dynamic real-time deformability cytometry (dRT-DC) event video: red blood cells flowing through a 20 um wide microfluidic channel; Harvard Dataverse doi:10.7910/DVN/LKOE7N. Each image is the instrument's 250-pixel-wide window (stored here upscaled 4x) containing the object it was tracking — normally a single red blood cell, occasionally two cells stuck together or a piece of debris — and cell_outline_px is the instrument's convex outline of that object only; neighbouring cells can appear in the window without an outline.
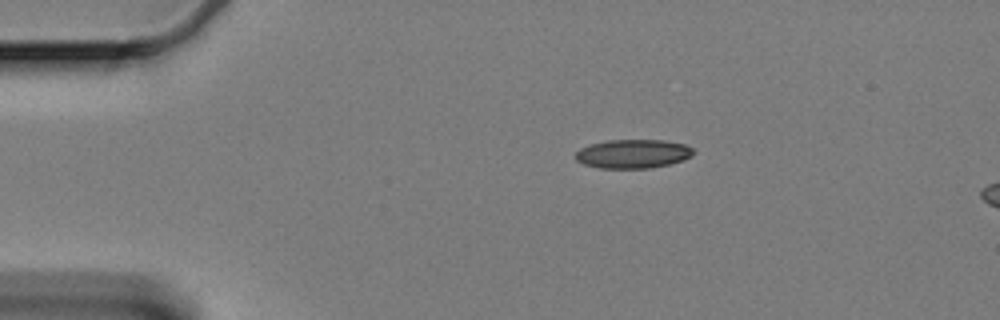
{"species": "Egyptian fruit bat (a non-hibernating species)", "species_latin": "Rousettus aegyptiacus", "temperature_condition": "cold", "stored_images_in_passage": 16, "camera_frame_rate_fps": 3000, "um_per_image_px": 0.085, "animal": {"sex": "female"}, "frame": {"image": 1, "passage_image": 10, "time_ms": 3.0, "image_size_px": [1000, 320], "cell_outline_px": [[696, 152], [692, 156], [684, 160], [668, 164], [648, 168], [600, 168], [584, 164], [576, 160], [576, 152], [580, 148], [588, 144], [608, 140], [664, 140], [684, 144], [692, 148]], "centroid_in_image_um": [53.81, 13.06], "position_along_channel_um": 31.2, "area_um2": 19.88}}